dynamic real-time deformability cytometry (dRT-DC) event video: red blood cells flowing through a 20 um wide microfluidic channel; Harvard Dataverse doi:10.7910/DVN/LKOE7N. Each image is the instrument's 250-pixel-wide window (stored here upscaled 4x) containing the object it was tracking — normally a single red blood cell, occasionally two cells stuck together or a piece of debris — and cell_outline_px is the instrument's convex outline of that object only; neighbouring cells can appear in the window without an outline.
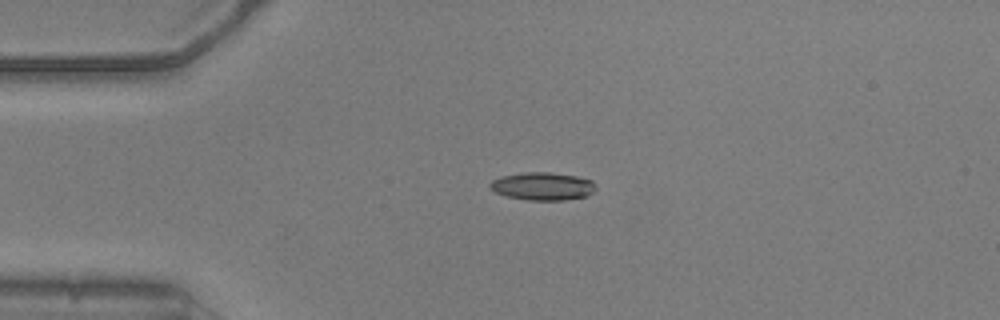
{"species": "common noctule bat (a hibernating species)", "species_latin": "Nyctalus noctula", "temperature_condition": "warm", "stored_images_in_passage": 42, "camera_frame_rate_fps": 3000, "um_per_image_px": 0.085, "animal": {"sex": "male", "body_mass_g": 20.5, "forearm_length_mm": 52.5}, "frame": {"image": 1, "passage_image": 1, "time_ms": 0.0, "image_size_px": [1000, 320], "cell_outline_px": [[596, 188], [588, 196], [564, 200], [528, 200], [508, 196], [496, 192], [488, 184], [492, 180], [500, 176], [524, 172], [548, 172], [576, 176], [592, 180]], "centroid_in_image_um": [46.13, 15.82], "position_along_channel_um": 38.9, "area_um2": 17.11}}
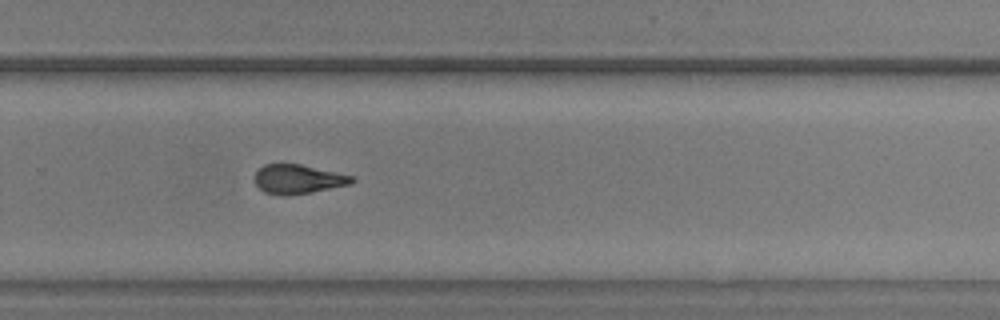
{"frame": {"image": 2, "passage_image": 24, "time_ms": 7.667, "image_size_px": [1000, 320], "cell_outline_px": [[356, 180], [352, 184], [312, 192], [284, 196], [264, 192], [256, 184], [256, 172], [264, 164], [300, 164], [336, 172], [352, 176]], "centroid_in_image_um": [25.36, 15.23], "position_along_channel_um": 304.4, "area_um2": 16.42}}
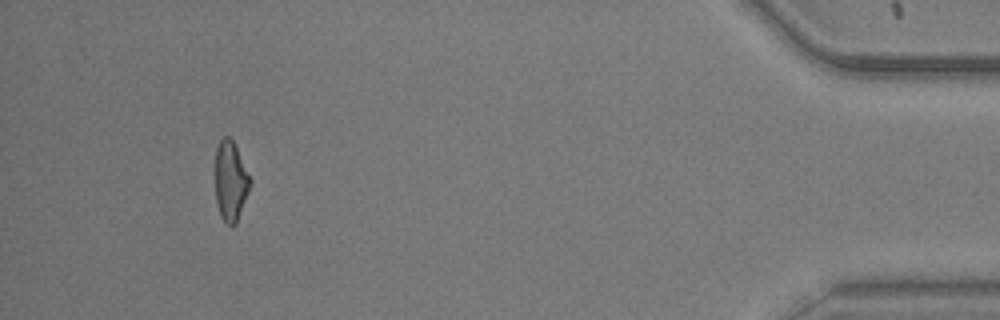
{"frame": {"image": 3, "passage_image": 38, "time_ms": 12.333, "image_size_px": [1000, 320], "cell_outline_px": [[252, 184], [236, 224], [228, 224], [220, 216], [216, 204], [216, 148], [220, 140], [224, 136], [228, 136], [232, 140], [252, 180]], "centroid_in_image_um": [19.61, 15.41], "position_along_channel_um": 415.6, "area_um2": 16.13}, "authors_computed_cell_mechanics": {"area_um2": 17.0221, "velocity_mm_per_s": 3.8405, "shape_relaxation_time_tau1_ms": 5.7695, "shape_relaxation_time_tau2_ms": 2.5037, "deformation_change_tau1": 0.1746, "deformation_change_tau2": 0.1148}}